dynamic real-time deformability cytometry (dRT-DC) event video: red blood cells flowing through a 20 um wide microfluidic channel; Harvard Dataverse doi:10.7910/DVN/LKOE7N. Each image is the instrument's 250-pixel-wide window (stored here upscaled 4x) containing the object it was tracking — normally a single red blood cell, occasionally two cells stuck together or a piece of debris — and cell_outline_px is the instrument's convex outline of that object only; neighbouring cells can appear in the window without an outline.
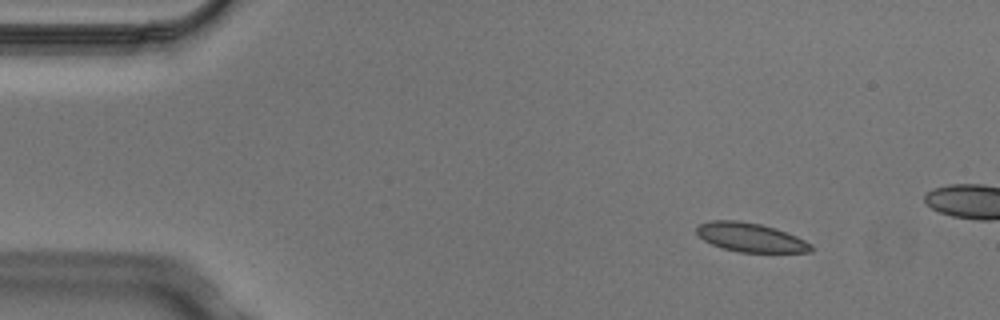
{"species": "Egyptian fruit bat (a non-hibernating species)", "species_latin": "Rousettus aegyptiacus", "temperature_condition": "cold", "stored_images_in_passage": 4, "camera_frame_rate_fps": 3000, "um_per_image_px": 0.085, "animal": {"sex": "male"}, "frame": {"image": 1, "passage_image": 1, "time_ms": 0.0, "image_size_px": [1000, 320], "cell_outline_px": [[812, 252], [740, 252], [724, 248], [712, 244], [704, 240], [696, 232], [696, 228], [700, 224], [708, 220], [736, 220], [760, 224], [776, 228], [796, 236], [812, 244]], "centroid_in_image_um": [63.8, 20.17], "position_along_channel_um": 21.2, "area_um2": 19.19}}